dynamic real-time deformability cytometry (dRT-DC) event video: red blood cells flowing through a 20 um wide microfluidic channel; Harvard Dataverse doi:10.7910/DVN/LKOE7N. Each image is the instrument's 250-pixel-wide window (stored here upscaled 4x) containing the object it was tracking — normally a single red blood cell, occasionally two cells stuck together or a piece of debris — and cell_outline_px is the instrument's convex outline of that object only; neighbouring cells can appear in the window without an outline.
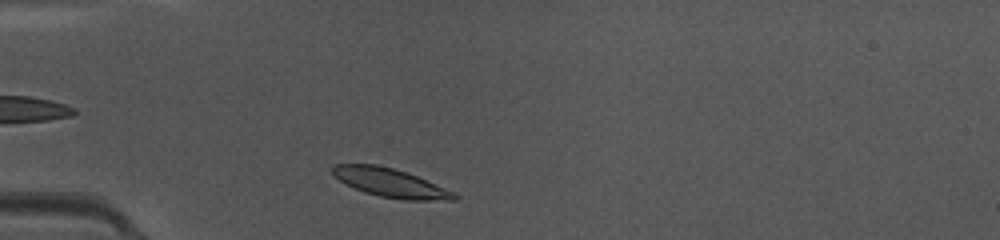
{"species": "common noctule bat (a hibernating species)", "species_latin": "Nyctalus noctula", "temperature_condition": "warm", "stored_images_in_passage": 36, "camera_frame_rate_fps": 3000, "um_per_image_px": 0.085, "animal": {"sex": "female", "body_mass_g": 10.0, "forearm_length_mm": 53.1}, "frame": {"image": 1, "passage_image": 2, "time_ms": 0.333, "image_size_px": [1000, 240], "cell_outline_px": [[460, 196], [456, 200], [404, 200], [380, 196], [364, 192], [344, 184], [332, 172], [332, 168], [336, 164], [376, 164], [408, 172], [456, 192]], "centroid_in_image_um": [33.24, 15.54], "position_along_channel_um": 51.8, "area_um2": 20.46}}
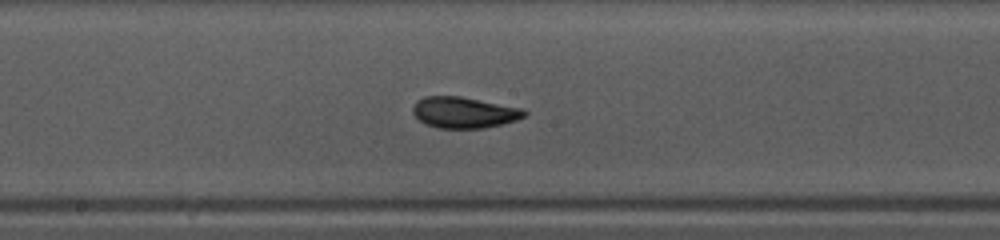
{"frame": {"image": 2, "passage_image": 14, "time_ms": 4.333, "image_size_px": [1000, 240], "cell_outline_px": [[528, 112], [524, 116], [516, 120], [484, 128], [436, 128], [424, 124], [412, 112], [412, 108], [416, 100], [424, 96], [460, 96], [524, 108]], "centroid_in_image_um": [39.43, 9.55], "position_along_channel_um": 208.8, "area_um2": 20.35}}
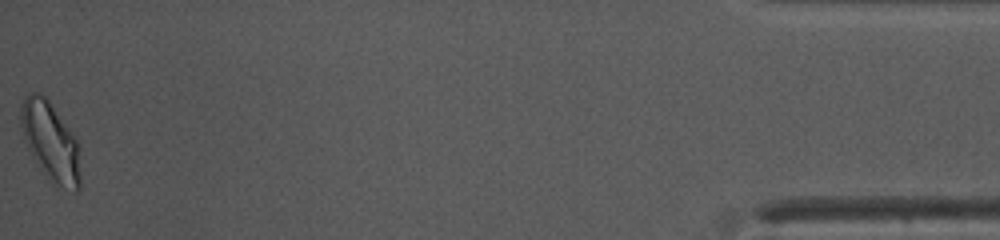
{"frame": {"image": 3, "passage_image": 36, "time_ms": 11.667, "image_size_px": [1000, 240], "cell_outline_px": [[80, 188], [76, 192], [52, 184], [48, 180], [40, 168], [28, 148], [24, 140], [20, 124], [20, 108], [24, 96], [28, 92], [40, 92], [48, 100], [80, 144]], "centroid_in_image_um": [4.3, 12.05], "position_along_channel_um": 430.9, "area_um2": 27.69}, "authors_computed_cell_mechanics": {"area_um2": 20.1722, "velocity_mm_per_s": 4.2089, "shape_relaxation_time_tau1_ms": 1.7486, "shape_relaxation_time_tau2_ms": 1.0296, "deformation_change_tau1": 0.1299, "deformation_change_tau2": 0.0277}}